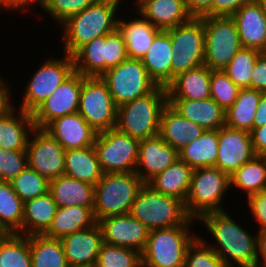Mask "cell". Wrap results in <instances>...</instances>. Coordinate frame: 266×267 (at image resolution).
I'll return each instance as SVG.
<instances>
[{"label": "cell", "instance_id": "32", "mask_svg": "<svg viewBox=\"0 0 266 267\" xmlns=\"http://www.w3.org/2000/svg\"><path fill=\"white\" fill-rule=\"evenodd\" d=\"M142 18H136L128 23L123 20L118 22V29L124 37L127 55L130 59L141 60L153 43L155 36L161 31L144 17Z\"/></svg>", "mask_w": 266, "mask_h": 267}, {"label": "cell", "instance_id": "45", "mask_svg": "<svg viewBox=\"0 0 266 267\" xmlns=\"http://www.w3.org/2000/svg\"><path fill=\"white\" fill-rule=\"evenodd\" d=\"M184 267H228L220 256L196 238L186 252Z\"/></svg>", "mask_w": 266, "mask_h": 267}, {"label": "cell", "instance_id": "36", "mask_svg": "<svg viewBox=\"0 0 266 267\" xmlns=\"http://www.w3.org/2000/svg\"><path fill=\"white\" fill-rule=\"evenodd\" d=\"M32 267H69L60 239L29 235Z\"/></svg>", "mask_w": 266, "mask_h": 267}, {"label": "cell", "instance_id": "46", "mask_svg": "<svg viewBox=\"0 0 266 267\" xmlns=\"http://www.w3.org/2000/svg\"><path fill=\"white\" fill-rule=\"evenodd\" d=\"M98 0H41L39 4L60 24Z\"/></svg>", "mask_w": 266, "mask_h": 267}, {"label": "cell", "instance_id": "62", "mask_svg": "<svg viewBox=\"0 0 266 267\" xmlns=\"http://www.w3.org/2000/svg\"><path fill=\"white\" fill-rule=\"evenodd\" d=\"M179 1L183 2L185 5H187L188 3V0H179Z\"/></svg>", "mask_w": 266, "mask_h": 267}, {"label": "cell", "instance_id": "57", "mask_svg": "<svg viewBox=\"0 0 266 267\" xmlns=\"http://www.w3.org/2000/svg\"><path fill=\"white\" fill-rule=\"evenodd\" d=\"M30 5V2L28 0H0V5L4 6L5 8L8 9H19L23 8L24 6Z\"/></svg>", "mask_w": 266, "mask_h": 267}, {"label": "cell", "instance_id": "30", "mask_svg": "<svg viewBox=\"0 0 266 267\" xmlns=\"http://www.w3.org/2000/svg\"><path fill=\"white\" fill-rule=\"evenodd\" d=\"M94 207L66 206L58 207L49 229L44 233L50 238L62 237L92 227L97 223Z\"/></svg>", "mask_w": 266, "mask_h": 267}, {"label": "cell", "instance_id": "31", "mask_svg": "<svg viewBox=\"0 0 266 267\" xmlns=\"http://www.w3.org/2000/svg\"><path fill=\"white\" fill-rule=\"evenodd\" d=\"M58 206L50 192L24 202L21 230L24 235L44 234L52 224Z\"/></svg>", "mask_w": 266, "mask_h": 267}, {"label": "cell", "instance_id": "38", "mask_svg": "<svg viewBox=\"0 0 266 267\" xmlns=\"http://www.w3.org/2000/svg\"><path fill=\"white\" fill-rule=\"evenodd\" d=\"M247 191V197L266 190V156L255 155L230 176V185Z\"/></svg>", "mask_w": 266, "mask_h": 267}, {"label": "cell", "instance_id": "26", "mask_svg": "<svg viewBox=\"0 0 266 267\" xmlns=\"http://www.w3.org/2000/svg\"><path fill=\"white\" fill-rule=\"evenodd\" d=\"M204 131L199 125L184 118L169 103L164 107L159 135L178 152Z\"/></svg>", "mask_w": 266, "mask_h": 267}, {"label": "cell", "instance_id": "47", "mask_svg": "<svg viewBox=\"0 0 266 267\" xmlns=\"http://www.w3.org/2000/svg\"><path fill=\"white\" fill-rule=\"evenodd\" d=\"M28 166L26 150L0 148V181L10 182Z\"/></svg>", "mask_w": 266, "mask_h": 267}, {"label": "cell", "instance_id": "49", "mask_svg": "<svg viewBox=\"0 0 266 267\" xmlns=\"http://www.w3.org/2000/svg\"><path fill=\"white\" fill-rule=\"evenodd\" d=\"M250 89L266 93V52L258 56L250 78Z\"/></svg>", "mask_w": 266, "mask_h": 267}, {"label": "cell", "instance_id": "43", "mask_svg": "<svg viewBox=\"0 0 266 267\" xmlns=\"http://www.w3.org/2000/svg\"><path fill=\"white\" fill-rule=\"evenodd\" d=\"M241 88L235 85L223 70H212L210 78V98L224 111L235 102Z\"/></svg>", "mask_w": 266, "mask_h": 267}, {"label": "cell", "instance_id": "27", "mask_svg": "<svg viewBox=\"0 0 266 267\" xmlns=\"http://www.w3.org/2000/svg\"><path fill=\"white\" fill-rule=\"evenodd\" d=\"M48 191L58 207H94L95 186L66 175L49 181Z\"/></svg>", "mask_w": 266, "mask_h": 267}, {"label": "cell", "instance_id": "28", "mask_svg": "<svg viewBox=\"0 0 266 267\" xmlns=\"http://www.w3.org/2000/svg\"><path fill=\"white\" fill-rule=\"evenodd\" d=\"M64 175L95 186L102 178L103 171L94 145L66 150Z\"/></svg>", "mask_w": 266, "mask_h": 267}, {"label": "cell", "instance_id": "19", "mask_svg": "<svg viewBox=\"0 0 266 267\" xmlns=\"http://www.w3.org/2000/svg\"><path fill=\"white\" fill-rule=\"evenodd\" d=\"M241 45L266 52V15L257 0H250L232 15Z\"/></svg>", "mask_w": 266, "mask_h": 267}, {"label": "cell", "instance_id": "52", "mask_svg": "<svg viewBox=\"0 0 266 267\" xmlns=\"http://www.w3.org/2000/svg\"><path fill=\"white\" fill-rule=\"evenodd\" d=\"M213 0H188L187 11L191 17L212 16Z\"/></svg>", "mask_w": 266, "mask_h": 267}, {"label": "cell", "instance_id": "23", "mask_svg": "<svg viewBox=\"0 0 266 267\" xmlns=\"http://www.w3.org/2000/svg\"><path fill=\"white\" fill-rule=\"evenodd\" d=\"M168 103L184 118L204 130L220 129L225 126V111L212 99H168Z\"/></svg>", "mask_w": 266, "mask_h": 267}, {"label": "cell", "instance_id": "3", "mask_svg": "<svg viewBox=\"0 0 266 267\" xmlns=\"http://www.w3.org/2000/svg\"><path fill=\"white\" fill-rule=\"evenodd\" d=\"M168 104L167 89L158 86L151 93L117 107L116 129L138 140L160 132L161 114Z\"/></svg>", "mask_w": 266, "mask_h": 267}, {"label": "cell", "instance_id": "37", "mask_svg": "<svg viewBox=\"0 0 266 267\" xmlns=\"http://www.w3.org/2000/svg\"><path fill=\"white\" fill-rule=\"evenodd\" d=\"M72 57L75 72L84 77H101L105 73V35L84 44Z\"/></svg>", "mask_w": 266, "mask_h": 267}, {"label": "cell", "instance_id": "7", "mask_svg": "<svg viewBox=\"0 0 266 267\" xmlns=\"http://www.w3.org/2000/svg\"><path fill=\"white\" fill-rule=\"evenodd\" d=\"M230 177L217 167L194 169L185 208L191 219H200L212 212H221L223 193L228 190Z\"/></svg>", "mask_w": 266, "mask_h": 267}, {"label": "cell", "instance_id": "55", "mask_svg": "<svg viewBox=\"0 0 266 267\" xmlns=\"http://www.w3.org/2000/svg\"><path fill=\"white\" fill-rule=\"evenodd\" d=\"M266 124V93H263L258 107L256 109L255 118L253 121V128H258Z\"/></svg>", "mask_w": 266, "mask_h": 267}, {"label": "cell", "instance_id": "13", "mask_svg": "<svg viewBox=\"0 0 266 267\" xmlns=\"http://www.w3.org/2000/svg\"><path fill=\"white\" fill-rule=\"evenodd\" d=\"M65 59H49L34 74L24 94L22 110L32 114L61 85L74 70L73 57L65 54Z\"/></svg>", "mask_w": 266, "mask_h": 267}, {"label": "cell", "instance_id": "56", "mask_svg": "<svg viewBox=\"0 0 266 267\" xmlns=\"http://www.w3.org/2000/svg\"><path fill=\"white\" fill-rule=\"evenodd\" d=\"M257 249L258 267H261L266 265V230H260L257 235Z\"/></svg>", "mask_w": 266, "mask_h": 267}, {"label": "cell", "instance_id": "39", "mask_svg": "<svg viewBox=\"0 0 266 267\" xmlns=\"http://www.w3.org/2000/svg\"><path fill=\"white\" fill-rule=\"evenodd\" d=\"M24 202L10 182L0 181V230L17 233L22 228Z\"/></svg>", "mask_w": 266, "mask_h": 267}, {"label": "cell", "instance_id": "16", "mask_svg": "<svg viewBox=\"0 0 266 267\" xmlns=\"http://www.w3.org/2000/svg\"><path fill=\"white\" fill-rule=\"evenodd\" d=\"M97 223L101 227L104 243L135 249L139 253L145 249L149 230L130 213L105 217Z\"/></svg>", "mask_w": 266, "mask_h": 267}, {"label": "cell", "instance_id": "51", "mask_svg": "<svg viewBox=\"0 0 266 267\" xmlns=\"http://www.w3.org/2000/svg\"><path fill=\"white\" fill-rule=\"evenodd\" d=\"M250 0H213L212 16H232Z\"/></svg>", "mask_w": 266, "mask_h": 267}, {"label": "cell", "instance_id": "1", "mask_svg": "<svg viewBox=\"0 0 266 267\" xmlns=\"http://www.w3.org/2000/svg\"><path fill=\"white\" fill-rule=\"evenodd\" d=\"M200 220L219 244V249L217 246L211 248L228 267L233 266L230 259L240 267H258L257 235L251 236L225 211L205 214Z\"/></svg>", "mask_w": 266, "mask_h": 267}, {"label": "cell", "instance_id": "34", "mask_svg": "<svg viewBox=\"0 0 266 267\" xmlns=\"http://www.w3.org/2000/svg\"><path fill=\"white\" fill-rule=\"evenodd\" d=\"M14 115L13 110L7 116L0 118V148L26 150L29 141L27 131H33L35 128L33 116L22 109L18 117Z\"/></svg>", "mask_w": 266, "mask_h": 267}, {"label": "cell", "instance_id": "22", "mask_svg": "<svg viewBox=\"0 0 266 267\" xmlns=\"http://www.w3.org/2000/svg\"><path fill=\"white\" fill-rule=\"evenodd\" d=\"M140 16L160 30H168L187 22L186 5L179 0H137Z\"/></svg>", "mask_w": 266, "mask_h": 267}, {"label": "cell", "instance_id": "2", "mask_svg": "<svg viewBox=\"0 0 266 267\" xmlns=\"http://www.w3.org/2000/svg\"><path fill=\"white\" fill-rule=\"evenodd\" d=\"M119 1L98 0L62 23L64 54L72 56L91 40L116 31L119 19H114V15Z\"/></svg>", "mask_w": 266, "mask_h": 267}, {"label": "cell", "instance_id": "59", "mask_svg": "<svg viewBox=\"0 0 266 267\" xmlns=\"http://www.w3.org/2000/svg\"><path fill=\"white\" fill-rule=\"evenodd\" d=\"M133 267H147V265L145 264V262L141 259L136 265H134Z\"/></svg>", "mask_w": 266, "mask_h": 267}, {"label": "cell", "instance_id": "15", "mask_svg": "<svg viewBox=\"0 0 266 267\" xmlns=\"http://www.w3.org/2000/svg\"><path fill=\"white\" fill-rule=\"evenodd\" d=\"M82 74L74 72L32 113L35 127L45 128L56 118L78 112Z\"/></svg>", "mask_w": 266, "mask_h": 267}, {"label": "cell", "instance_id": "50", "mask_svg": "<svg viewBox=\"0 0 266 267\" xmlns=\"http://www.w3.org/2000/svg\"><path fill=\"white\" fill-rule=\"evenodd\" d=\"M251 212L261 225L260 230H266V190L247 197Z\"/></svg>", "mask_w": 266, "mask_h": 267}, {"label": "cell", "instance_id": "6", "mask_svg": "<svg viewBox=\"0 0 266 267\" xmlns=\"http://www.w3.org/2000/svg\"><path fill=\"white\" fill-rule=\"evenodd\" d=\"M190 225L149 231L141 259L147 267H184L186 252L197 238L191 236Z\"/></svg>", "mask_w": 266, "mask_h": 267}, {"label": "cell", "instance_id": "5", "mask_svg": "<svg viewBox=\"0 0 266 267\" xmlns=\"http://www.w3.org/2000/svg\"><path fill=\"white\" fill-rule=\"evenodd\" d=\"M144 184L135 171L103 173L95 185L93 213L96 221L130 213L137 193Z\"/></svg>", "mask_w": 266, "mask_h": 267}, {"label": "cell", "instance_id": "48", "mask_svg": "<svg viewBox=\"0 0 266 267\" xmlns=\"http://www.w3.org/2000/svg\"><path fill=\"white\" fill-rule=\"evenodd\" d=\"M128 58L124 37L119 29L105 35V72Z\"/></svg>", "mask_w": 266, "mask_h": 267}, {"label": "cell", "instance_id": "25", "mask_svg": "<svg viewBox=\"0 0 266 267\" xmlns=\"http://www.w3.org/2000/svg\"><path fill=\"white\" fill-rule=\"evenodd\" d=\"M211 69L205 64L178 74L166 87L168 99L210 98Z\"/></svg>", "mask_w": 266, "mask_h": 267}, {"label": "cell", "instance_id": "9", "mask_svg": "<svg viewBox=\"0 0 266 267\" xmlns=\"http://www.w3.org/2000/svg\"><path fill=\"white\" fill-rule=\"evenodd\" d=\"M101 79L107 84L117 107L143 97L158 87L142 61L130 58L108 69Z\"/></svg>", "mask_w": 266, "mask_h": 267}, {"label": "cell", "instance_id": "33", "mask_svg": "<svg viewBox=\"0 0 266 267\" xmlns=\"http://www.w3.org/2000/svg\"><path fill=\"white\" fill-rule=\"evenodd\" d=\"M179 159L193 170L216 167L218 156V129L205 130L197 139L187 144L179 152Z\"/></svg>", "mask_w": 266, "mask_h": 267}, {"label": "cell", "instance_id": "61", "mask_svg": "<svg viewBox=\"0 0 266 267\" xmlns=\"http://www.w3.org/2000/svg\"><path fill=\"white\" fill-rule=\"evenodd\" d=\"M30 3H39L41 0H28Z\"/></svg>", "mask_w": 266, "mask_h": 267}, {"label": "cell", "instance_id": "4", "mask_svg": "<svg viewBox=\"0 0 266 267\" xmlns=\"http://www.w3.org/2000/svg\"><path fill=\"white\" fill-rule=\"evenodd\" d=\"M130 214L149 231L190 225L193 220L188 216L182 200L156 192L147 183L137 193Z\"/></svg>", "mask_w": 266, "mask_h": 267}, {"label": "cell", "instance_id": "42", "mask_svg": "<svg viewBox=\"0 0 266 267\" xmlns=\"http://www.w3.org/2000/svg\"><path fill=\"white\" fill-rule=\"evenodd\" d=\"M10 184L23 202L43 195L49 190V181L28 166L13 178Z\"/></svg>", "mask_w": 266, "mask_h": 267}, {"label": "cell", "instance_id": "40", "mask_svg": "<svg viewBox=\"0 0 266 267\" xmlns=\"http://www.w3.org/2000/svg\"><path fill=\"white\" fill-rule=\"evenodd\" d=\"M0 267H32L29 236L18 233L0 236Z\"/></svg>", "mask_w": 266, "mask_h": 267}, {"label": "cell", "instance_id": "14", "mask_svg": "<svg viewBox=\"0 0 266 267\" xmlns=\"http://www.w3.org/2000/svg\"><path fill=\"white\" fill-rule=\"evenodd\" d=\"M32 132L36 134L26 148L28 167L48 181L64 175L66 150L44 128L35 127Z\"/></svg>", "mask_w": 266, "mask_h": 267}, {"label": "cell", "instance_id": "29", "mask_svg": "<svg viewBox=\"0 0 266 267\" xmlns=\"http://www.w3.org/2000/svg\"><path fill=\"white\" fill-rule=\"evenodd\" d=\"M193 169L179 158L147 184L156 192L172 196L184 203L189 193Z\"/></svg>", "mask_w": 266, "mask_h": 267}, {"label": "cell", "instance_id": "54", "mask_svg": "<svg viewBox=\"0 0 266 267\" xmlns=\"http://www.w3.org/2000/svg\"><path fill=\"white\" fill-rule=\"evenodd\" d=\"M2 83L0 79V118L7 116L11 111L14 110L9 101V91L8 88Z\"/></svg>", "mask_w": 266, "mask_h": 267}, {"label": "cell", "instance_id": "17", "mask_svg": "<svg viewBox=\"0 0 266 267\" xmlns=\"http://www.w3.org/2000/svg\"><path fill=\"white\" fill-rule=\"evenodd\" d=\"M251 134L223 126L218 129L216 167L229 177L255 156Z\"/></svg>", "mask_w": 266, "mask_h": 267}, {"label": "cell", "instance_id": "12", "mask_svg": "<svg viewBox=\"0 0 266 267\" xmlns=\"http://www.w3.org/2000/svg\"><path fill=\"white\" fill-rule=\"evenodd\" d=\"M139 142L116 128L97 133L94 148L103 173L134 172Z\"/></svg>", "mask_w": 266, "mask_h": 267}, {"label": "cell", "instance_id": "24", "mask_svg": "<svg viewBox=\"0 0 266 267\" xmlns=\"http://www.w3.org/2000/svg\"><path fill=\"white\" fill-rule=\"evenodd\" d=\"M172 43L168 30H161L141 59L150 77L158 86L167 87L172 82Z\"/></svg>", "mask_w": 266, "mask_h": 267}, {"label": "cell", "instance_id": "21", "mask_svg": "<svg viewBox=\"0 0 266 267\" xmlns=\"http://www.w3.org/2000/svg\"><path fill=\"white\" fill-rule=\"evenodd\" d=\"M65 149L93 146L97 132L77 112L56 118L45 128Z\"/></svg>", "mask_w": 266, "mask_h": 267}, {"label": "cell", "instance_id": "60", "mask_svg": "<svg viewBox=\"0 0 266 267\" xmlns=\"http://www.w3.org/2000/svg\"><path fill=\"white\" fill-rule=\"evenodd\" d=\"M69 267H96V266L94 264V265H81V266H69Z\"/></svg>", "mask_w": 266, "mask_h": 267}, {"label": "cell", "instance_id": "58", "mask_svg": "<svg viewBox=\"0 0 266 267\" xmlns=\"http://www.w3.org/2000/svg\"><path fill=\"white\" fill-rule=\"evenodd\" d=\"M257 1L261 4L263 11L266 15V0H257Z\"/></svg>", "mask_w": 266, "mask_h": 267}, {"label": "cell", "instance_id": "10", "mask_svg": "<svg viewBox=\"0 0 266 267\" xmlns=\"http://www.w3.org/2000/svg\"><path fill=\"white\" fill-rule=\"evenodd\" d=\"M172 43V81L183 72L204 64L205 28L203 17L168 29Z\"/></svg>", "mask_w": 266, "mask_h": 267}, {"label": "cell", "instance_id": "18", "mask_svg": "<svg viewBox=\"0 0 266 267\" xmlns=\"http://www.w3.org/2000/svg\"><path fill=\"white\" fill-rule=\"evenodd\" d=\"M179 158L178 151L165 142L158 134L154 137L142 139L139 142L138 161L135 173L144 183H148L157 174ZM143 167L142 172L140 168Z\"/></svg>", "mask_w": 266, "mask_h": 267}, {"label": "cell", "instance_id": "8", "mask_svg": "<svg viewBox=\"0 0 266 267\" xmlns=\"http://www.w3.org/2000/svg\"><path fill=\"white\" fill-rule=\"evenodd\" d=\"M204 64L211 70H223L242 48L232 16H204Z\"/></svg>", "mask_w": 266, "mask_h": 267}, {"label": "cell", "instance_id": "53", "mask_svg": "<svg viewBox=\"0 0 266 267\" xmlns=\"http://www.w3.org/2000/svg\"><path fill=\"white\" fill-rule=\"evenodd\" d=\"M250 134L255 154L266 156V124L258 128H253Z\"/></svg>", "mask_w": 266, "mask_h": 267}, {"label": "cell", "instance_id": "20", "mask_svg": "<svg viewBox=\"0 0 266 267\" xmlns=\"http://www.w3.org/2000/svg\"><path fill=\"white\" fill-rule=\"evenodd\" d=\"M69 266L94 265L104 243L98 223L61 239Z\"/></svg>", "mask_w": 266, "mask_h": 267}, {"label": "cell", "instance_id": "41", "mask_svg": "<svg viewBox=\"0 0 266 267\" xmlns=\"http://www.w3.org/2000/svg\"><path fill=\"white\" fill-rule=\"evenodd\" d=\"M260 53L256 49L242 47L223 71L239 88H250L251 73Z\"/></svg>", "mask_w": 266, "mask_h": 267}, {"label": "cell", "instance_id": "44", "mask_svg": "<svg viewBox=\"0 0 266 267\" xmlns=\"http://www.w3.org/2000/svg\"><path fill=\"white\" fill-rule=\"evenodd\" d=\"M141 260L137 250L103 243L99 251L96 267H133Z\"/></svg>", "mask_w": 266, "mask_h": 267}, {"label": "cell", "instance_id": "35", "mask_svg": "<svg viewBox=\"0 0 266 267\" xmlns=\"http://www.w3.org/2000/svg\"><path fill=\"white\" fill-rule=\"evenodd\" d=\"M262 94L255 89H241L233 105L225 111V126L250 133Z\"/></svg>", "mask_w": 266, "mask_h": 267}, {"label": "cell", "instance_id": "11", "mask_svg": "<svg viewBox=\"0 0 266 267\" xmlns=\"http://www.w3.org/2000/svg\"><path fill=\"white\" fill-rule=\"evenodd\" d=\"M78 113L97 133L116 127L117 106L101 77L82 75Z\"/></svg>", "mask_w": 266, "mask_h": 267}]
</instances>
